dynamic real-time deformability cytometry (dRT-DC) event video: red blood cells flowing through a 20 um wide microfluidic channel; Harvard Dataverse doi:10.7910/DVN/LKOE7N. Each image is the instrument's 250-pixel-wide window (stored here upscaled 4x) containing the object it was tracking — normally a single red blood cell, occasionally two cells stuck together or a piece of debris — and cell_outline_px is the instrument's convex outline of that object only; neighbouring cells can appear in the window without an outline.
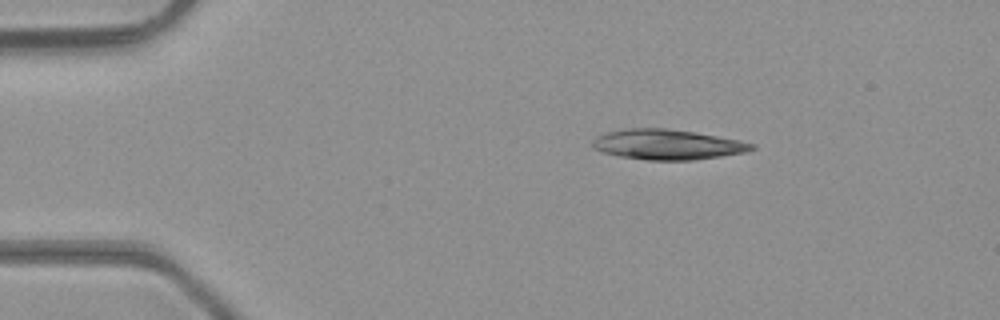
{"species": "common noctule bat (a hibernating species)", "species_latin": "Nyctalus noctula", "temperature_condition": "room temperature", "stored_images_in_passage": 3, "camera_frame_rate_fps": 3000, "um_per_image_px": 0.085, "animal": {"sex": "male", "body_mass_g": 23.1, "forearm_length_mm": 52.7}, "frame": {"image": 1, "passage_image": 1, "time_ms": 0.0, "image_size_px": [1000, 320], "cell_outline_px": [[756, 148], [744, 152], [720, 156], [692, 160], [648, 160], [620, 156], [604, 152], [596, 148], [592, 144], [592, 140], [596, 136], [604, 132], [624, 128], [668, 128], [740, 140], [756, 144]], "centroid_in_image_um": [56.71, 12.27], "position_along_channel_um": 28.3, "area_um2": 27.86}}